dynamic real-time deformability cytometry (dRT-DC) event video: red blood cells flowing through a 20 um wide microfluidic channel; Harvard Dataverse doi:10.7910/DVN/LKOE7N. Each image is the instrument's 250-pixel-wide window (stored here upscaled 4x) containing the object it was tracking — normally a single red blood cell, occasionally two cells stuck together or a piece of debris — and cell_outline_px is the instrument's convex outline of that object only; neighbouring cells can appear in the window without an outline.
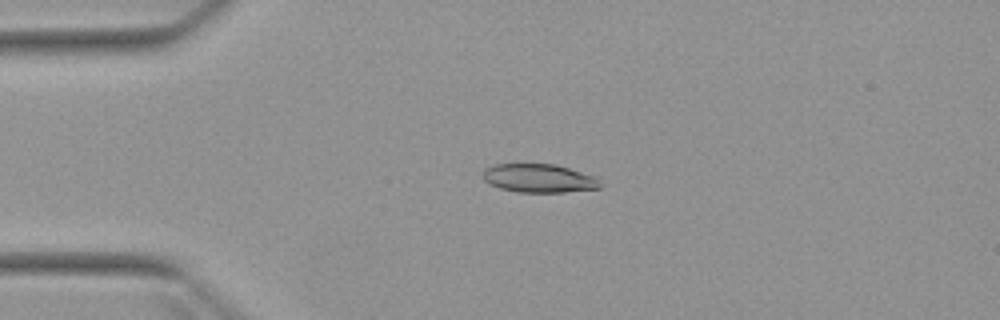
{"species": "Egyptian fruit bat (a non-hibernating species)", "species_latin": "Rousettus aegyptiacus", "temperature_condition": "warm", "stored_images_in_passage": 6, "camera_frame_rate_fps": 3000, "um_per_image_px": 0.085, "animal": {"sex": "female"}, "frame": {"image": 1, "passage_image": 3, "time_ms": 2.333, "image_size_px": [1000, 320], "cell_outline_px": [[600, 188], [564, 192], [516, 192], [500, 188], [488, 184], [480, 176], [484, 168], [496, 164], [556, 164], [596, 176], [600, 184]], "centroid_in_image_um": [45.76, 15.15], "position_along_channel_um": 39.2, "area_um2": 19.71}}
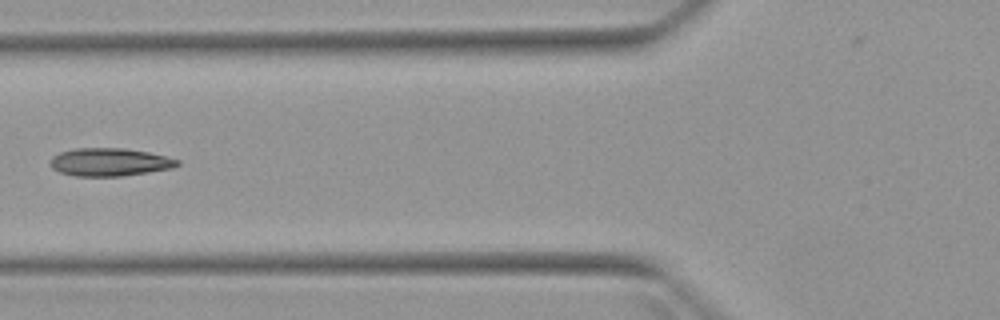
{"frame": {"image": 2, "passage_image": 5, "time_ms": 5.0, "image_size_px": [1000, 320], "cell_outline_px": [[180, 164], [172, 168], [124, 176], [76, 176], [60, 172], [52, 168], [48, 164], [52, 156], [60, 152], [76, 148], [124, 148], [148, 152], [180, 160]], "centroid_in_image_um": [9.29, 13.78], "position_along_channel_um": 116.5, "area_um2": 20.75}}
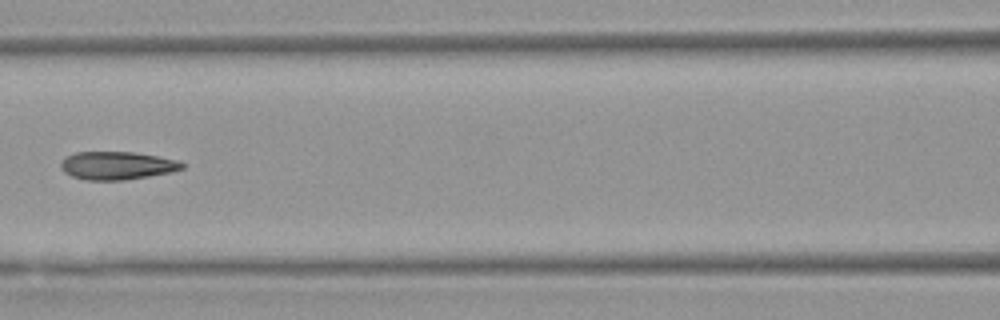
{"frame": {"image": 3, "passage_image": 6, "time_ms": 6.0, "image_size_px": [1000, 320], "cell_outline_px": [[184, 168], [172, 172], [124, 180], [84, 180], [72, 176], [64, 172], [60, 168], [60, 164], [68, 156], [76, 152], [136, 152], [180, 160], [184, 164]], "centroid_in_image_um": [9.98, 14.07], "position_along_channel_um": 156.6, "area_um2": 19.88}}